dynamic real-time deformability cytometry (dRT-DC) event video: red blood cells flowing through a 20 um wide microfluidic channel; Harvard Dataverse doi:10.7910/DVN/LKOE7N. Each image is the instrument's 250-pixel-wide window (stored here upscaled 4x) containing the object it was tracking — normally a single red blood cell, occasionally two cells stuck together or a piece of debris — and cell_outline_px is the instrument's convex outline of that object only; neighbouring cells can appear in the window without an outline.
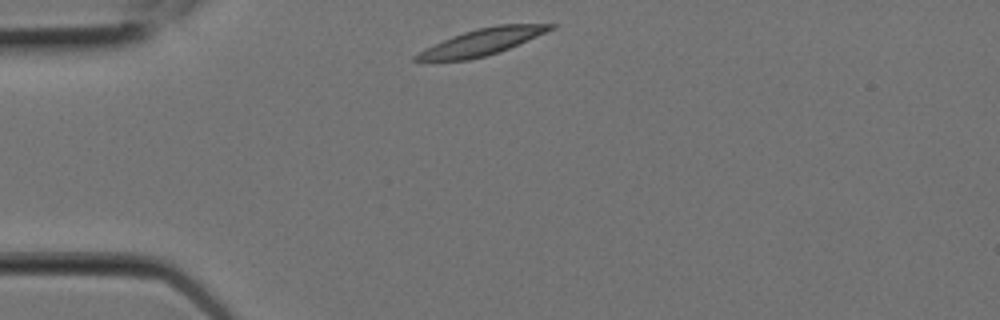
{"species": "Egyptian fruit bat (a non-hibernating species)", "species_latin": "Rousettus aegyptiacus", "temperature_condition": "room temperature", "stored_images_in_passage": 3, "camera_frame_rate_fps": 3000, "um_per_image_px": 0.085, "animal": {"sex": "female"}, "frame": {"image": 1, "passage_image": 1, "time_ms": 0.0, "image_size_px": [1000, 320], "cell_outline_px": [[560, 24], [556, 28], [508, 48], [484, 56], [468, 60], [412, 60], [412, 56], [424, 48], [452, 36], [476, 28], [496, 24]], "centroid_in_image_um": [40.96, 3.54], "position_along_channel_um": 44.0, "area_um2": 20.52}}
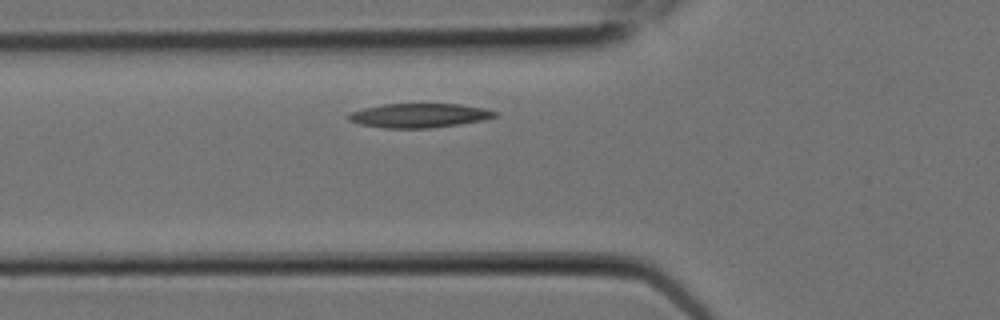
{"frame": {"image": 2, "passage_image": 3, "time_ms": 0.667, "image_size_px": [1000, 320], "cell_outline_px": [[496, 116], [480, 120], [456, 124], [428, 128], [384, 128], [360, 124], [348, 120], [348, 112], [364, 108], [384, 104], [460, 104], [484, 108], [496, 112]], "centroid_in_image_um": [35.56, 9.81], "position_along_channel_um": 90.2, "area_um2": 20.35}}